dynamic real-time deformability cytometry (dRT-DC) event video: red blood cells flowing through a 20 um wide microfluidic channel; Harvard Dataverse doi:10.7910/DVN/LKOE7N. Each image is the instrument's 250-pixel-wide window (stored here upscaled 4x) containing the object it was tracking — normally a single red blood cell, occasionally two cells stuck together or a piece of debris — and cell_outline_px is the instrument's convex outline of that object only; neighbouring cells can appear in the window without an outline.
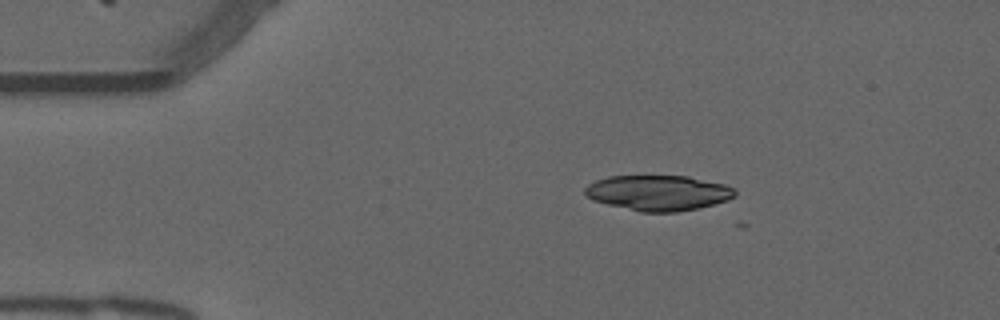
{"species": "common noctule bat (a hibernating species)", "species_latin": "Nyctalus noctula", "temperature_condition": "warm", "stored_images_in_passage": 4, "camera_frame_rate_fps": 3000, "um_per_image_px": 0.085, "animal": {"sex": "male", "forearm_length_mm": 52.5}, "frame": {"image": 1, "passage_image": 2, "time_ms": 0.333, "image_size_px": [1000, 320], "cell_outline_px": [[736, 196], [728, 200], [696, 208], [676, 212], [640, 212], [592, 200], [584, 192], [584, 188], [588, 184], [596, 180], [608, 176], [688, 176], [724, 184], [732, 188], [736, 192]], "centroid_in_image_um": [55.93, 16.39], "position_along_channel_um": 29.1, "area_um2": 30.75}}